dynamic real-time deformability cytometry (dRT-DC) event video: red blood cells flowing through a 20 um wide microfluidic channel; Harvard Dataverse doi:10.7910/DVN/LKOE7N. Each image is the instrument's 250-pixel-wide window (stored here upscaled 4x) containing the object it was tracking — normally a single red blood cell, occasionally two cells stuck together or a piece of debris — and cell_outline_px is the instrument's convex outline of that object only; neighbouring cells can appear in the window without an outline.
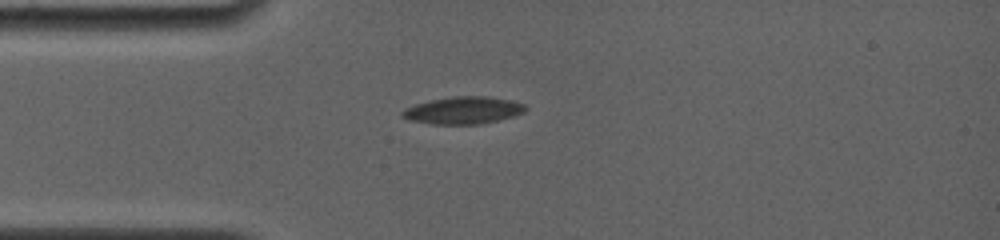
{"species": "common noctule bat (a hibernating species)", "species_latin": "Nyctalus noctula", "temperature_condition": "room temperature", "stored_images_in_passage": 17, "camera_frame_rate_fps": 4000, "um_per_image_px": 0.085, "animal": {"sex": "female", "body_mass_g": 19.0, "forearm_length_mm": 56.7}, "frame": {"image": 1, "passage_image": 1, "time_ms": 0.0, "image_size_px": [1000, 240], "cell_outline_px": [[528, 108], [524, 112], [512, 116], [480, 124], [432, 124], [408, 120], [400, 116], [400, 112], [404, 108], [416, 104], [432, 100], [456, 96], [488, 96], [508, 100], [524, 104]], "centroid_in_image_um": [39.33, 9.38], "position_along_channel_um": 45.7, "area_um2": 19.42}}
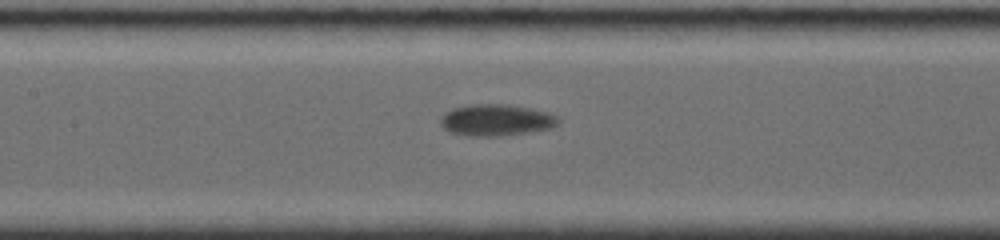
{"frame": {"image": 2, "passage_image": 10, "time_ms": 2.25, "image_size_px": [1000, 240], "cell_outline_px": [[560, 124], [552, 128], [528, 132], [500, 136], [472, 136], [448, 132], [440, 124], [440, 116], [444, 112], [452, 108], [472, 104], [504, 104], [528, 108], [548, 112], [556, 116], [560, 120]], "centroid_in_image_um": [42.15, 10.21], "position_along_channel_um": 165.2, "area_um2": 21.79}}
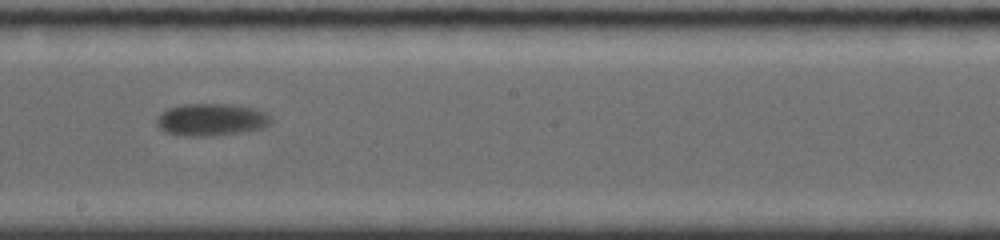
{"frame": {"image": 3, "passage_image": 15, "time_ms": 3.5, "image_size_px": [1000, 240], "cell_outline_px": [[272, 120], [268, 124], [260, 128], [240, 132], [216, 136], [184, 136], [164, 132], [156, 124], [156, 120], [168, 108], [184, 104], [232, 104], [252, 108], [264, 112]], "centroid_in_image_um": [17.92, 10.18], "position_along_channel_um": 230.3, "area_um2": 21.27}}